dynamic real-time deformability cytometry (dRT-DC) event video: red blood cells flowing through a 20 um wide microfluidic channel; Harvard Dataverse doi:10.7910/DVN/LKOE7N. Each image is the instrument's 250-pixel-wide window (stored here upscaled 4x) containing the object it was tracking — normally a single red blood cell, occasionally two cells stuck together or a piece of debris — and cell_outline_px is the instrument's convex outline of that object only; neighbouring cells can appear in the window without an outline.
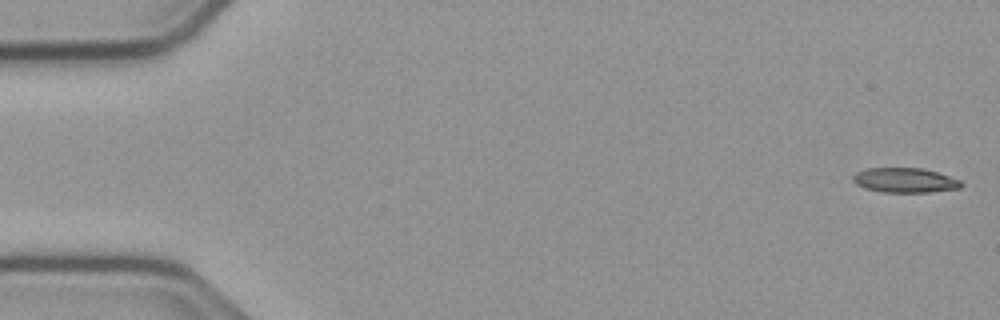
{"species": "common noctule bat (a hibernating species)", "species_latin": "Nyctalus noctula", "temperature_condition": "cold", "stored_images_in_passage": 54, "camera_frame_rate_fps": 3000, "um_per_image_px": 0.085, "animal": {"sex": "male", "body_mass_g": 23.1, "forearm_length_mm": 52.7}, "frame": {"image": 1, "passage_image": 1, "time_ms": 0.0, "image_size_px": [1000, 320], "cell_outline_px": [[964, 184], [960, 188], [928, 192], [884, 192], [864, 188], [856, 184], [852, 180], [852, 176], [856, 172], [868, 168], [924, 168], [960, 180]], "centroid_in_image_um": [76.9, 15.32], "position_along_channel_um": 8.1, "area_um2": 15.55}}
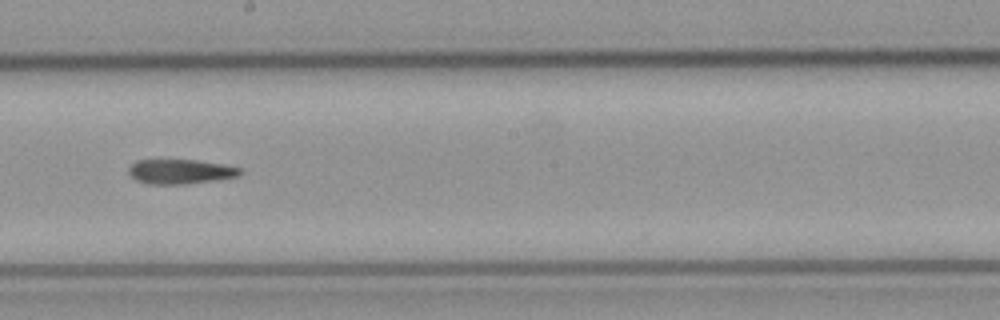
{"frame": {"image": 2, "passage_image": 30, "time_ms": 9.667, "image_size_px": [1000, 320], "cell_outline_px": [[244, 172], [236, 176], [212, 180], [184, 184], [148, 184], [136, 180], [128, 172], [128, 168], [136, 160], [196, 160], [224, 164], [240, 168]], "centroid_in_image_um": [15.31, 14.58], "position_along_channel_um": 232.9, "area_um2": 15.84}}
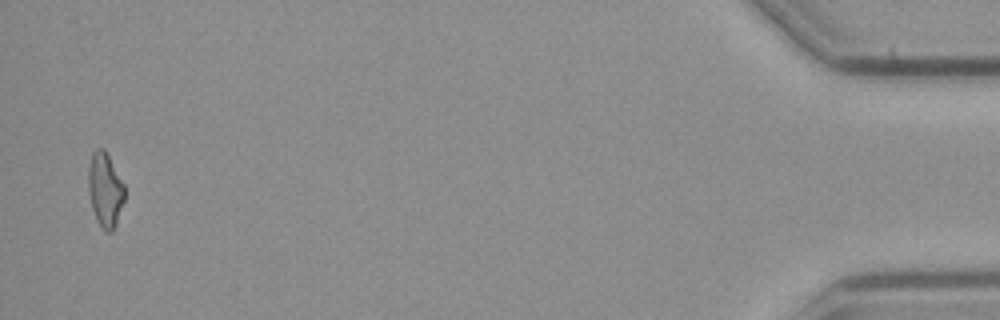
{"frame": {"image": 3, "passage_image": 53, "time_ms": 17.333, "image_size_px": [1000, 320], "cell_outline_px": [[124, 200], [116, 224], [112, 232], [104, 232], [96, 220], [92, 208], [88, 192], [88, 168], [92, 152], [96, 148], [104, 148], [124, 184]], "centroid_in_image_um": [8.92, 16.14], "position_along_channel_um": 426.3, "area_um2": 15.78}}